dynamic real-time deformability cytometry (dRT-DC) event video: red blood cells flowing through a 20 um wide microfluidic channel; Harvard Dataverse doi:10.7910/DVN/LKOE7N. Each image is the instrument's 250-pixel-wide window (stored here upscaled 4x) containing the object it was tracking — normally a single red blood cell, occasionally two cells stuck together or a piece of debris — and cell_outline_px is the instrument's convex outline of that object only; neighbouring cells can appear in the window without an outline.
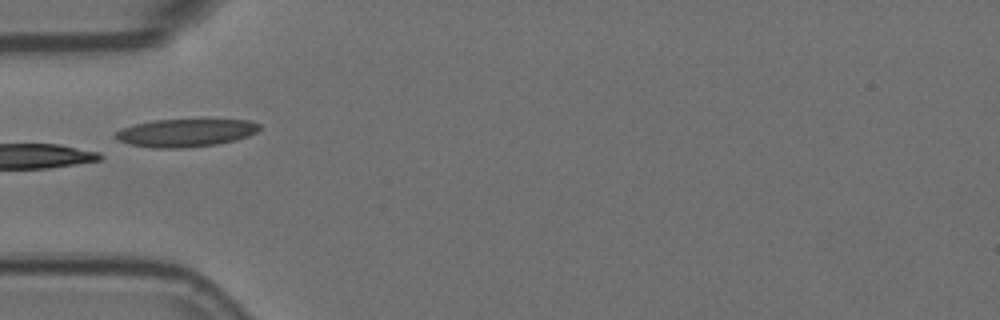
{"species": "Egyptian fruit bat (a non-hibernating species)", "species_latin": "Rousettus aegyptiacus", "temperature_condition": "room temperature", "stored_images_in_passage": 26, "camera_frame_rate_fps": 3000, "um_per_image_px": 0.085, "animal": {"sex": "female"}, "frame": {"image": 1, "passage_image": 1, "time_ms": 0.0, "image_size_px": [1000, 320], "cell_outline_px": [[260, 128], [256, 132], [248, 136], [216, 144], [180, 148], [156, 148], [132, 144], [120, 140], [112, 136], [116, 132], [124, 128], [136, 124], [156, 120], [248, 120], [260, 124]], "centroid_in_image_um": [15.79, 11.28], "position_along_channel_um": 69.2, "area_um2": 22.83}, "authors_computed_cell_mechanics": {"area_um2": 21.6172, "velocity_mm_per_s": 3.632, "shape_relaxation_time_tau1_ms": 4.1118, "shape_relaxation_time_tau2_ms": 2.6494, "deformation_change_tau1": 0.1532, "deformation_change_tau2": 0.1018}}